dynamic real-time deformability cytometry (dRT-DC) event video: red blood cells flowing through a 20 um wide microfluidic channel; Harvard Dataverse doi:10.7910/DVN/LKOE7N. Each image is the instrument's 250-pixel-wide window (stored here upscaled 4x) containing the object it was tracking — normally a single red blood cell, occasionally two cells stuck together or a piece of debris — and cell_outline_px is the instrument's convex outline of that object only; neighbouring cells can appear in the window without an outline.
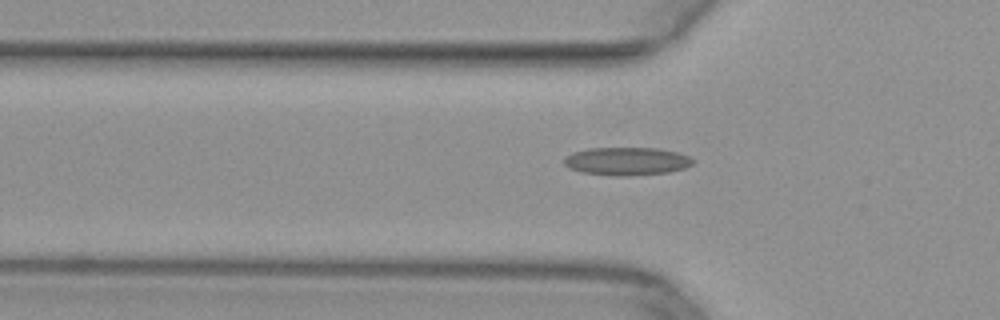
{"species": "common noctule bat (a hibernating species)", "species_latin": "Nyctalus noctula", "temperature_condition": "warm", "stored_images_in_passage": 34, "camera_frame_rate_fps": 3000, "um_per_image_px": 0.085, "animal": {"sex": "female", "body_mass_g": 29.2, "forearm_length_mm": 56.3}, "frame": {"image": 1, "passage_image": 6, "time_ms": 1.667, "image_size_px": [1000, 320], "cell_outline_px": [[692, 164], [684, 168], [668, 172], [628, 176], [616, 176], [580, 172], [568, 168], [564, 164], [564, 160], [572, 152], [588, 148], [660, 148], [676, 152], [688, 156], [692, 160]], "centroid_in_image_um": [53.24, 13.7], "position_along_channel_um": 72.6, "area_um2": 20.98}}
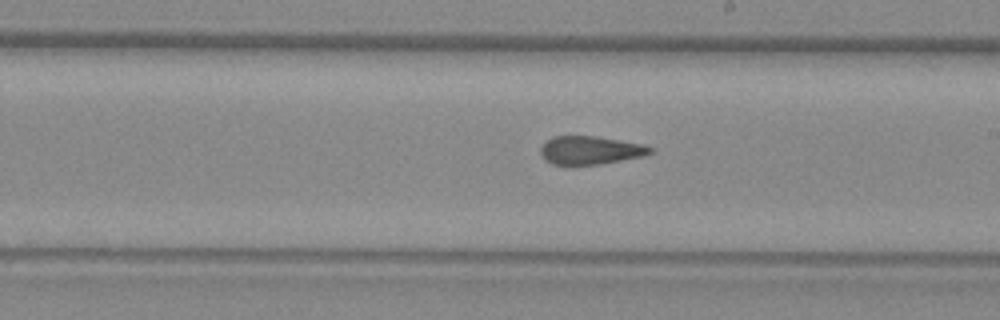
{"frame": {"image": 2, "passage_image": 18, "time_ms": 5.667, "image_size_px": [1000, 320], "cell_outline_px": [[652, 152], [644, 156], [600, 164], [552, 164], [544, 160], [540, 152], [540, 148], [552, 136], [596, 136], [644, 144], [652, 148]], "centroid_in_image_um": [50.18, 12.76], "position_along_channel_um": 238.8, "area_um2": 17.98}}
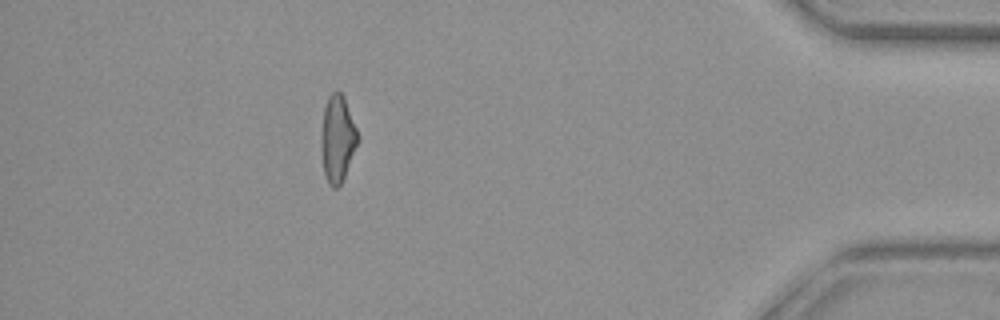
{"frame": {"image": 3, "passage_image": 34, "time_ms": 11.0, "image_size_px": [1000, 320], "cell_outline_px": [[360, 140], [344, 176], [340, 184], [336, 188], [332, 188], [328, 184], [324, 176], [320, 148], [320, 140], [324, 108], [328, 96], [336, 88], [344, 96], [360, 136]], "centroid_in_image_um": [28.68, 11.78], "position_along_channel_um": 406.5, "area_um2": 18.96}}